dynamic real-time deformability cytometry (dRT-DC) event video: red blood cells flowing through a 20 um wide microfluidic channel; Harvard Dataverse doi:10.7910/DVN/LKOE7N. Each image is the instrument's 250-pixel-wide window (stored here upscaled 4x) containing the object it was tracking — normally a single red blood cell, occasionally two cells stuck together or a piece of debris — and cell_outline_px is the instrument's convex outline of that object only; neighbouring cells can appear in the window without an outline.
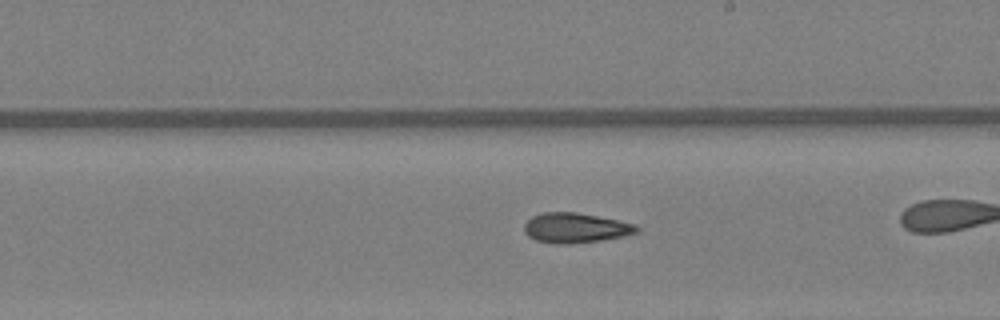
{"species": "Egyptian fruit bat (a non-hibernating species)", "species_latin": "Rousettus aegyptiacus", "temperature_condition": "warm", "stored_images_in_passage": 30, "camera_frame_rate_fps": 3000, "um_per_image_px": 0.085, "animal": {"sex": "female"}, "frame": {"image": 1, "passage_image": 22, "time_ms": 7.0, "image_size_px": [1000, 320], "cell_outline_px": [[640, 232], [600, 240], [568, 244], [560, 244], [536, 240], [528, 236], [524, 232], [524, 224], [532, 216], [544, 212], [576, 212], [636, 224], [640, 228]], "centroid_in_image_um": [48.9, 19.36], "position_along_channel_um": 240.1, "area_um2": 19.42}}